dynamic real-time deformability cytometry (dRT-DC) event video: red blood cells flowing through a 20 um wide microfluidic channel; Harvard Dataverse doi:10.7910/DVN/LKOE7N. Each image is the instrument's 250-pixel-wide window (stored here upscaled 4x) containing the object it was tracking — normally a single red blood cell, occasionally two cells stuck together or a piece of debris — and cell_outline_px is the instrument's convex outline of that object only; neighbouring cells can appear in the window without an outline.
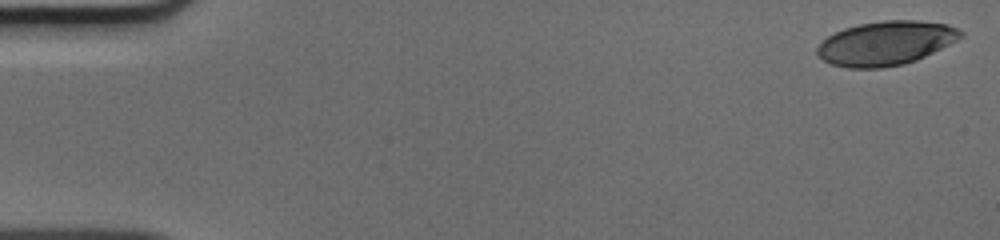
{"species": "human", "species_latin": "Homo sapiens", "temperature_condition": "cold", "stored_images_in_passage": 50, "camera_frame_rate_fps": 3000, "um_per_image_px": 0.085, "donor": {"sex": "male"}, "frame": {"image": 1, "passage_image": 1, "time_ms": 0.0, "image_size_px": [1000, 240], "cell_outline_px": [[964, 36], [916, 60], [904, 64], [880, 68], [848, 68], [832, 64], [824, 60], [816, 52], [816, 48], [828, 36], [844, 28], [860, 24], [884, 20], [916, 20], [948, 24], [964, 32]], "centroid_in_image_um": [75.29, 3.66], "position_along_channel_um": 9.7, "area_um2": 36.53}}
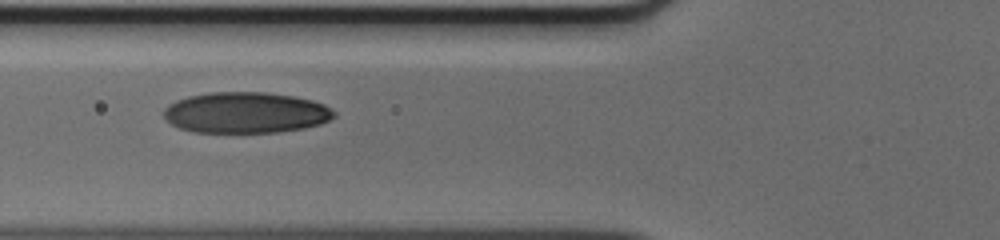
{"frame": {"image": 2, "passage_image": 19, "time_ms": 6.0, "image_size_px": [1000, 240], "cell_outline_px": [[336, 116], [320, 124], [304, 128], [276, 132], [196, 132], [180, 128], [172, 124], [164, 116], [164, 108], [168, 104], [176, 100], [188, 96], [212, 92], [264, 92], [292, 96], [312, 100], [324, 104], [336, 112]], "centroid_in_image_um": [20.89, 9.57], "position_along_channel_um": 104.9, "area_um2": 40.58}}
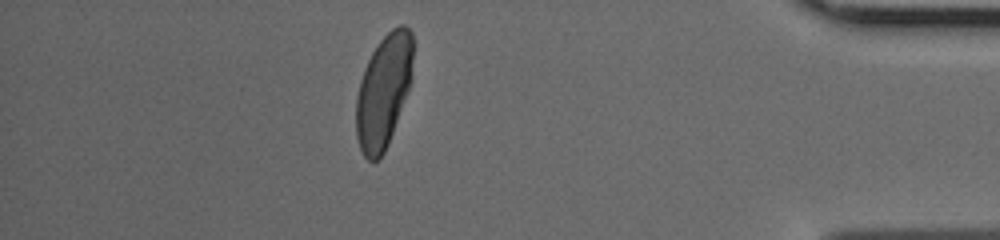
{"frame": {"image": 3, "passage_image": 44, "time_ms": 14.333, "image_size_px": [1000, 240], "cell_outline_px": [[412, 60], [408, 92], [388, 144], [384, 152], [372, 164], [364, 156], [360, 148], [356, 136], [356, 96], [360, 80], [364, 68], [372, 52], [380, 40], [392, 28], [400, 24], [404, 24], [412, 32]], "centroid_in_image_um": [32.58, 7.76], "position_along_channel_um": 402.6, "area_um2": 37.4}}